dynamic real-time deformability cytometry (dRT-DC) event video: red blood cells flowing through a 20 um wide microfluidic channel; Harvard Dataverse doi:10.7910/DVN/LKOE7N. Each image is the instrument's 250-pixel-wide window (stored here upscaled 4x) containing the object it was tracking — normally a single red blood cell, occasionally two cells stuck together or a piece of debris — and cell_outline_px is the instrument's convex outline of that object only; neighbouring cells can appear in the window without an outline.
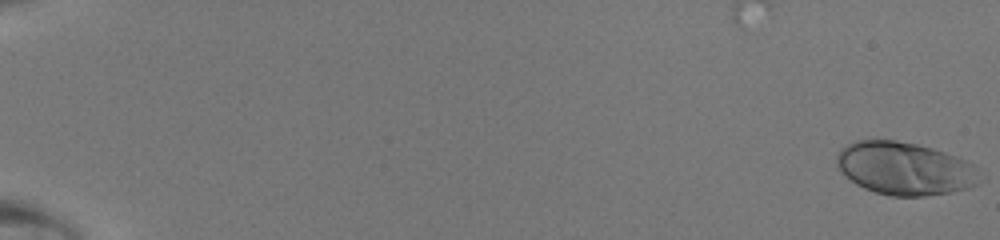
{"species": "human", "species_latin": "Homo sapiens", "temperature_condition": "room temperature", "stored_images_in_passage": 49, "camera_frame_rate_fps": 3000, "um_per_image_px": 0.085, "donor": {"sex": "male"}, "frame": {"image": 1, "passage_image": 1, "time_ms": 0.0, "image_size_px": [1000, 240], "cell_outline_px": [[980, 184], [968, 188], [952, 192], [924, 196], [892, 196], [876, 192], [864, 188], [856, 184], [840, 172], [836, 164], [836, 156], [840, 148], [856, 140], [896, 140], [916, 144], [932, 148], [956, 156], [972, 164], [980, 180]], "centroid_in_image_um": [76.86, 14.32], "position_along_channel_um": 8.1, "area_um2": 44.04}}
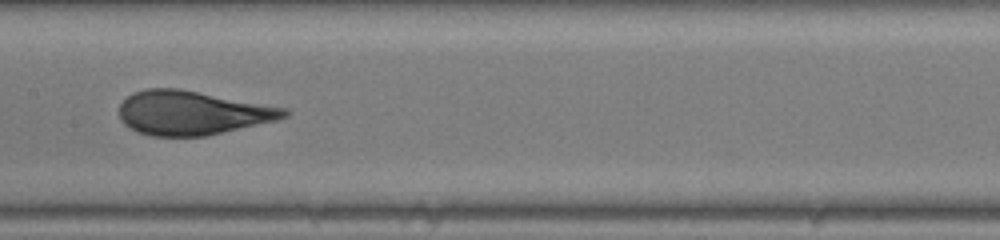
{"frame": {"image": 2, "passage_image": 28, "time_ms": 9.0, "image_size_px": [1000, 240], "cell_outline_px": [[292, 112], [288, 116], [276, 120], [204, 136], [152, 136], [136, 132], [124, 124], [120, 120], [120, 104], [132, 92], [144, 88], [180, 88], [288, 108]], "centroid_in_image_um": [16.33, 9.58], "position_along_channel_um": 191.1, "area_um2": 42.48}}
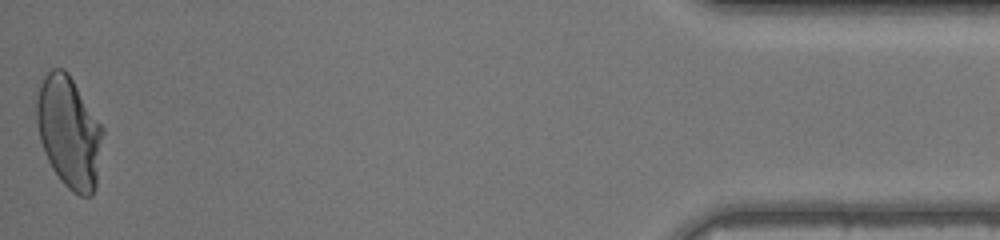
{"frame": {"image": 3, "passage_image": 49, "time_ms": 16.0, "image_size_px": [1000, 240], "cell_outline_px": [[104, 132], [96, 188], [92, 196], [80, 196], [72, 192], [60, 180], [52, 168], [44, 152], [40, 140], [32, 100], [44, 76], [52, 68], [64, 68], [68, 72], [104, 128]], "centroid_in_image_um": [5.84, 11.21], "position_along_channel_um": 429.4, "area_um2": 43.87}}